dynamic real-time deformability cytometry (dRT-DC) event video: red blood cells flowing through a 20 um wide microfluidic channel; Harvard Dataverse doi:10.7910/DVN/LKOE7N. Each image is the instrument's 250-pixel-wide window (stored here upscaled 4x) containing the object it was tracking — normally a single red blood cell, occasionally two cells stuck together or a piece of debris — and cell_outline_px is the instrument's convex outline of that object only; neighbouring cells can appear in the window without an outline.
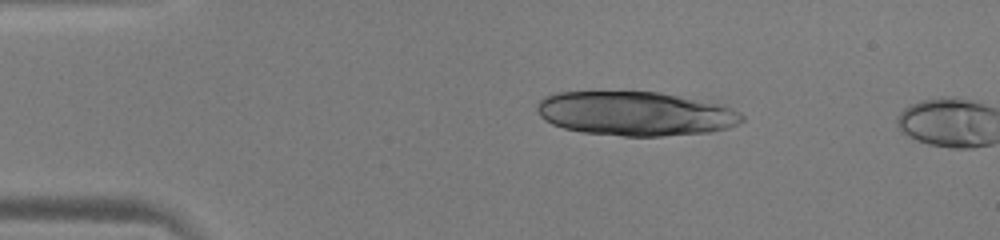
{"species": "human", "species_latin": "Homo sapiens", "temperature_condition": "warm", "stored_images_in_passage": 3, "camera_frame_rate_fps": 3000, "um_per_image_px": 0.085, "donor": {"sex": "male"}, "frame": {"image": 1, "passage_image": 1, "time_ms": 0.0, "image_size_px": [1000, 240], "cell_outline_px": [[744, 120], [740, 124], [728, 128], [712, 132], [664, 136], [624, 136], [580, 132], [564, 128], [552, 124], [544, 120], [540, 116], [536, 108], [536, 104], [544, 96], [556, 92], [656, 92], [680, 96], [724, 104], [740, 112], [744, 116]], "centroid_in_image_um": [54.04, 9.66], "position_along_channel_um": 31.0, "area_um2": 53.23}}